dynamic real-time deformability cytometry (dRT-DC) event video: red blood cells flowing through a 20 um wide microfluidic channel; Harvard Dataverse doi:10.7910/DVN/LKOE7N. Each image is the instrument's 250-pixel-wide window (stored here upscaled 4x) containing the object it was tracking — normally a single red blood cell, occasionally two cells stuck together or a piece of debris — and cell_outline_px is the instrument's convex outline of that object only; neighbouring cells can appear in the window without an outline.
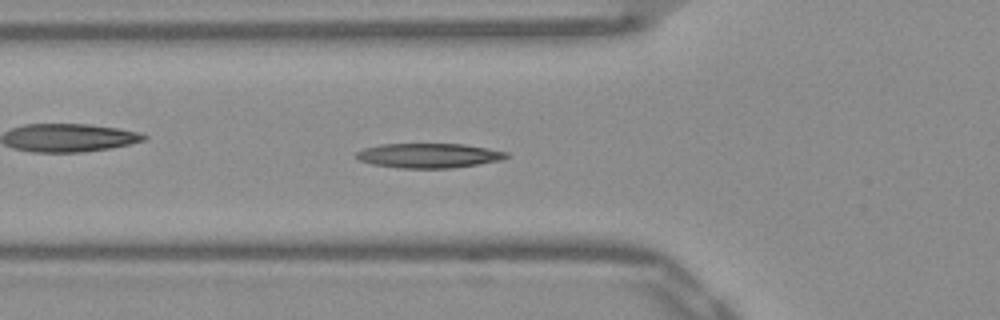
{"species": "Egyptian fruit bat (a non-hibernating species)", "species_latin": "Rousettus aegyptiacus", "temperature_condition": "warm", "stored_images_in_passage": 53, "camera_frame_rate_fps": 3000, "um_per_image_px": 0.085, "frame": {"image": 1, "passage_image": 18, "time_ms": 5.667, "image_size_px": [1000, 320], "cell_outline_px": [[508, 156], [500, 160], [452, 168], [400, 168], [372, 164], [360, 160], [356, 156], [356, 152], [364, 148], [380, 144], [464, 144], [488, 148], [508, 152]], "centroid_in_image_um": [36.43, 13.22], "position_along_channel_um": 89.4, "area_um2": 21.39}}
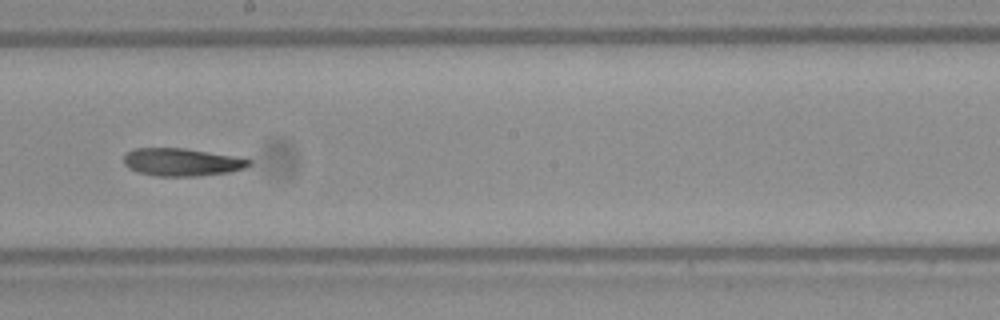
{"frame": {"image": 2, "passage_image": 29, "time_ms": 9.333, "image_size_px": [1000, 320], "cell_outline_px": [[252, 164], [244, 168], [228, 172], [200, 176], [156, 176], [140, 172], [128, 168], [124, 164], [124, 156], [132, 148], [184, 148], [232, 156], [252, 160]], "centroid_in_image_um": [15.44, 13.78], "position_along_channel_um": 232.8, "area_um2": 20.11}}
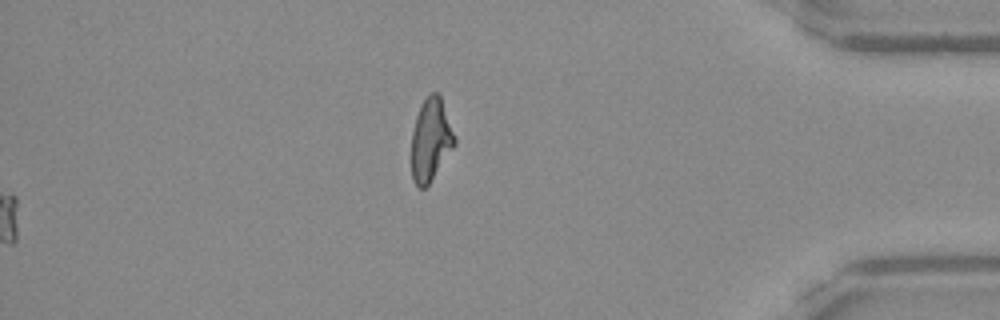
{"frame": {"image": 3, "passage_image": 53, "time_ms": 17.333, "image_size_px": [1000, 320], "cell_outline_px": [[456, 144], [428, 184], [424, 188], [420, 188], [412, 180], [412, 132], [416, 116], [420, 104], [432, 92], [436, 92], [440, 96], [456, 140]], "centroid_in_image_um": [36.6, 11.88], "position_along_channel_um": 398.6, "area_um2": 20.35}}